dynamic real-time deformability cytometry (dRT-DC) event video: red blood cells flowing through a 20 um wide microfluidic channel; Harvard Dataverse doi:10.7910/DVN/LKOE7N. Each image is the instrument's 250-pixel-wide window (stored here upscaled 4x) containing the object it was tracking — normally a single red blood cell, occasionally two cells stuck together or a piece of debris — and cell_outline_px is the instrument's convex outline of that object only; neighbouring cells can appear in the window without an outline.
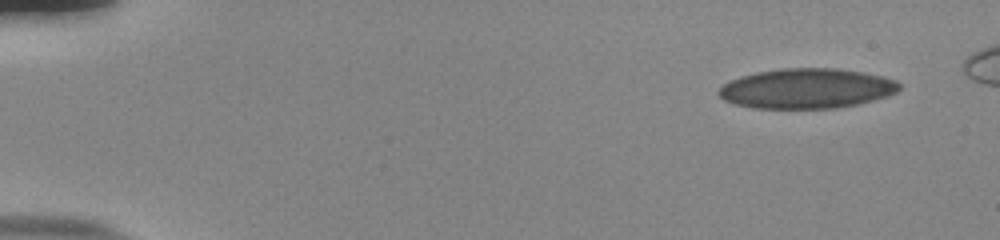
{"species": "human", "species_latin": "Homo sapiens", "temperature_condition": "room temperature", "stored_images_in_passage": 51, "camera_frame_rate_fps": 3000, "um_per_image_px": 0.085, "donor": {"sex": "male"}, "frame": {"image": 1, "passage_image": 1, "time_ms": 0.0, "image_size_px": [1000, 240], "cell_outline_px": [[900, 88], [896, 92], [888, 96], [860, 104], [836, 108], [756, 108], [736, 104], [724, 100], [716, 92], [724, 84], [740, 76], [756, 72], [784, 68], [836, 68], [884, 76], [896, 80], [900, 84]], "centroid_in_image_um": [68.59, 7.52], "position_along_channel_um": 16.4, "area_um2": 42.08}}
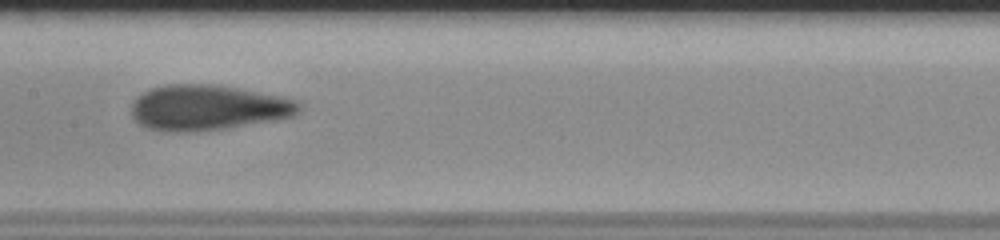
{"frame": {"image": 2, "passage_image": 26, "time_ms": 8.333, "image_size_px": [1000, 240], "cell_outline_px": [[300, 112], [296, 116], [228, 128], [192, 132], [164, 132], [144, 128], [132, 116], [132, 104], [136, 96], [152, 88], [168, 84], [216, 84], [280, 96], [296, 100], [300, 104]], "centroid_in_image_um": [17.65, 9.16], "position_along_channel_um": 189.8, "area_um2": 44.62}}
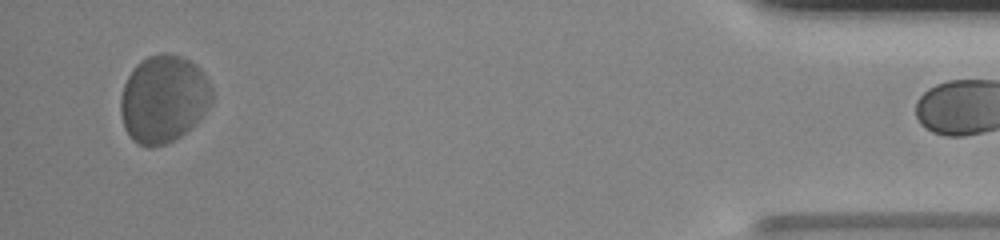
{"frame": {"image": 3, "passage_image": 50, "time_ms": 16.333, "image_size_px": [1000, 240], "cell_outline_px": [[212, 100], [208, 108], [200, 120], [196, 124], [180, 136], [168, 144], [152, 148], [148, 148], [132, 140], [124, 128], [120, 112], [120, 96], [124, 84], [128, 76], [136, 64], [140, 60], [148, 56], [160, 52], [164, 52], [180, 56], [196, 64], [204, 72], [212, 88]], "centroid_in_image_um": [13.9, 8.42], "position_along_channel_um": 421.3, "area_um2": 47.28}}